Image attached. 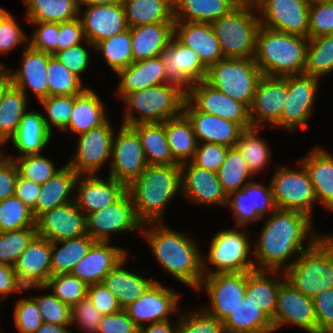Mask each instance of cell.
I'll list each match as a JSON object with an SVG mask.
<instances>
[{
	"mask_svg": "<svg viewBox=\"0 0 333 333\" xmlns=\"http://www.w3.org/2000/svg\"><path fill=\"white\" fill-rule=\"evenodd\" d=\"M265 219L258 240L253 241L255 270L285 272L292 265L288 258L298 257L324 235L312 231V218L299 211L276 209Z\"/></svg>",
	"mask_w": 333,
	"mask_h": 333,
	"instance_id": "obj_1",
	"label": "cell"
},
{
	"mask_svg": "<svg viewBox=\"0 0 333 333\" xmlns=\"http://www.w3.org/2000/svg\"><path fill=\"white\" fill-rule=\"evenodd\" d=\"M163 224L146 223L140 231L161 268L183 285L197 290L204 277L201 250L190 237Z\"/></svg>",
	"mask_w": 333,
	"mask_h": 333,
	"instance_id": "obj_2",
	"label": "cell"
},
{
	"mask_svg": "<svg viewBox=\"0 0 333 333\" xmlns=\"http://www.w3.org/2000/svg\"><path fill=\"white\" fill-rule=\"evenodd\" d=\"M142 224L162 222L170 201L182 192L180 165H148L128 186Z\"/></svg>",
	"mask_w": 333,
	"mask_h": 333,
	"instance_id": "obj_3",
	"label": "cell"
},
{
	"mask_svg": "<svg viewBox=\"0 0 333 333\" xmlns=\"http://www.w3.org/2000/svg\"><path fill=\"white\" fill-rule=\"evenodd\" d=\"M309 39L260 26L254 61L265 76L303 74Z\"/></svg>",
	"mask_w": 333,
	"mask_h": 333,
	"instance_id": "obj_4",
	"label": "cell"
},
{
	"mask_svg": "<svg viewBox=\"0 0 333 333\" xmlns=\"http://www.w3.org/2000/svg\"><path fill=\"white\" fill-rule=\"evenodd\" d=\"M185 99L186 93L171 83L129 92L120 99L126 105L122 125L160 123L176 118L183 113Z\"/></svg>",
	"mask_w": 333,
	"mask_h": 333,
	"instance_id": "obj_5",
	"label": "cell"
},
{
	"mask_svg": "<svg viewBox=\"0 0 333 333\" xmlns=\"http://www.w3.org/2000/svg\"><path fill=\"white\" fill-rule=\"evenodd\" d=\"M294 259L284 273L302 294L313 298L333 287V234H324Z\"/></svg>",
	"mask_w": 333,
	"mask_h": 333,
	"instance_id": "obj_6",
	"label": "cell"
},
{
	"mask_svg": "<svg viewBox=\"0 0 333 333\" xmlns=\"http://www.w3.org/2000/svg\"><path fill=\"white\" fill-rule=\"evenodd\" d=\"M211 24L224 58L254 59L256 36L261 26L255 4L240 3Z\"/></svg>",
	"mask_w": 333,
	"mask_h": 333,
	"instance_id": "obj_7",
	"label": "cell"
},
{
	"mask_svg": "<svg viewBox=\"0 0 333 333\" xmlns=\"http://www.w3.org/2000/svg\"><path fill=\"white\" fill-rule=\"evenodd\" d=\"M224 229L213 236L208 255L203 256V275L251 272L255 270L252 242L245 229ZM250 256V258H249ZM208 266H214L211 269ZM210 269V270H209Z\"/></svg>",
	"mask_w": 333,
	"mask_h": 333,
	"instance_id": "obj_8",
	"label": "cell"
},
{
	"mask_svg": "<svg viewBox=\"0 0 333 333\" xmlns=\"http://www.w3.org/2000/svg\"><path fill=\"white\" fill-rule=\"evenodd\" d=\"M262 76L252 58H223L207 68L205 82L250 108Z\"/></svg>",
	"mask_w": 333,
	"mask_h": 333,
	"instance_id": "obj_9",
	"label": "cell"
},
{
	"mask_svg": "<svg viewBox=\"0 0 333 333\" xmlns=\"http://www.w3.org/2000/svg\"><path fill=\"white\" fill-rule=\"evenodd\" d=\"M299 170L289 167L275 169L270 180L277 209L299 211L312 218L313 204L317 201L314 187L304 166Z\"/></svg>",
	"mask_w": 333,
	"mask_h": 333,
	"instance_id": "obj_10",
	"label": "cell"
},
{
	"mask_svg": "<svg viewBox=\"0 0 333 333\" xmlns=\"http://www.w3.org/2000/svg\"><path fill=\"white\" fill-rule=\"evenodd\" d=\"M142 225L128 190L106 208L87 215V234L95 241L111 242L113 233L141 230Z\"/></svg>",
	"mask_w": 333,
	"mask_h": 333,
	"instance_id": "obj_11",
	"label": "cell"
},
{
	"mask_svg": "<svg viewBox=\"0 0 333 333\" xmlns=\"http://www.w3.org/2000/svg\"><path fill=\"white\" fill-rule=\"evenodd\" d=\"M246 285L247 272L204 276L197 291L204 287L210 304L202 309L218 320L224 321L240 306L246 294Z\"/></svg>",
	"mask_w": 333,
	"mask_h": 333,
	"instance_id": "obj_12",
	"label": "cell"
},
{
	"mask_svg": "<svg viewBox=\"0 0 333 333\" xmlns=\"http://www.w3.org/2000/svg\"><path fill=\"white\" fill-rule=\"evenodd\" d=\"M113 135L109 176L128 186L147 168L140 138L131 126L120 125Z\"/></svg>",
	"mask_w": 333,
	"mask_h": 333,
	"instance_id": "obj_13",
	"label": "cell"
},
{
	"mask_svg": "<svg viewBox=\"0 0 333 333\" xmlns=\"http://www.w3.org/2000/svg\"><path fill=\"white\" fill-rule=\"evenodd\" d=\"M310 1L259 0L255 7L261 26L308 38Z\"/></svg>",
	"mask_w": 333,
	"mask_h": 333,
	"instance_id": "obj_14",
	"label": "cell"
},
{
	"mask_svg": "<svg viewBox=\"0 0 333 333\" xmlns=\"http://www.w3.org/2000/svg\"><path fill=\"white\" fill-rule=\"evenodd\" d=\"M319 78L306 75L287 76L288 97L280 119L274 127L294 131L297 128L306 129L311 118L314 100L319 90Z\"/></svg>",
	"mask_w": 333,
	"mask_h": 333,
	"instance_id": "obj_15",
	"label": "cell"
},
{
	"mask_svg": "<svg viewBox=\"0 0 333 333\" xmlns=\"http://www.w3.org/2000/svg\"><path fill=\"white\" fill-rule=\"evenodd\" d=\"M165 67V81L177 85L185 93L197 82L205 81L207 67L198 54L175 36L159 54Z\"/></svg>",
	"mask_w": 333,
	"mask_h": 333,
	"instance_id": "obj_16",
	"label": "cell"
},
{
	"mask_svg": "<svg viewBox=\"0 0 333 333\" xmlns=\"http://www.w3.org/2000/svg\"><path fill=\"white\" fill-rule=\"evenodd\" d=\"M272 324L275 331L290 324L307 333H317L313 298L302 294L285 279L278 290Z\"/></svg>",
	"mask_w": 333,
	"mask_h": 333,
	"instance_id": "obj_17",
	"label": "cell"
},
{
	"mask_svg": "<svg viewBox=\"0 0 333 333\" xmlns=\"http://www.w3.org/2000/svg\"><path fill=\"white\" fill-rule=\"evenodd\" d=\"M113 130L108 118L104 124L78 135L77 151L67 164L79 175L98 174L97 171L111 158Z\"/></svg>",
	"mask_w": 333,
	"mask_h": 333,
	"instance_id": "obj_18",
	"label": "cell"
},
{
	"mask_svg": "<svg viewBox=\"0 0 333 333\" xmlns=\"http://www.w3.org/2000/svg\"><path fill=\"white\" fill-rule=\"evenodd\" d=\"M186 100L198 111L233 121L243 129L252 127L249 108L233 100L205 81L195 83L187 92Z\"/></svg>",
	"mask_w": 333,
	"mask_h": 333,
	"instance_id": "obj_19",
	"label": "cell"
},
{
	"mask_svg": "<svg viewBox=\"0 0 333 333\" xmlns=\"http://www.w3.org/2000/svg\"><path fill=\"white\" fill-rule=\"evenodd\" d=\"M35 227L37 235L50 242L74 239L87 234V214L72 201L39 215Z\"/></svg>",
	"mask_w": 333,
	"mask_h": 333,
	"instance_id": "obj_20",
	"label": "cell"
},
{
	"mask_svg": "<svg viewBox=\"0 0 333 333\" xmlns=\"http://www.w3.org/2000/svg\"><path fill=\"white\" fill-rule=\"evenodd\" d=\"M180 294L156 280L142 296L125 308L129 317L138 326L170 320L179 307ZM145 323V324H144Z\"/></svg>",
	"mask_w": 333,
	"mask_h": 333,
	"instance_id": "obj_21",
	"label": "cell"
},
{
	"mask_svg": "<svg viewBox=\"0 0 333 333\" xmlns=\"http://www.w3.org/2000/svg\"><path fill=\"white\" fill-rule=\"evenodd\" d=\"M288 97L287 76L263 75L259 80L249 108L252 127L273 126L281 117Z\"/></svg>",
	"mask_w": 333,
	"mask_h": 333,
	"instance_id": "obj_22",
	"label": "cell"
},
{
	"mask_svg": "<svg viewBox=\"0 0 333 333\" xmlns=\"http://www.w3.org/2000/svg\"><path fill=\"white\" fill-rule=\"evenodd\" d=\"M82 11L79 8L85 40L94 46L128 29L122 2L87 6Z\"/></svg>",
	"mask_w": 333,
	"mask_h": 333,
	"instance_id": "obj_23",
	"label": "cell"
},
{
	"mask_svg": "<svg viewBox=\"0 0 333 333\" xmlns=\"http://www.w3.org/2000/svg\"><path fill=\"white\" fill-rule=\"evenodd\" d=\"M180 166L181 193L186 199L196 204L225 206L226 208L227 195L217 173L200 168L192 161L182 163Z\"/></svg>",
	"mask_w": 333,
	"mask_h": 333,
	"instance_id": "obj_24",
	"label": "cell"
},
{
	"mask_svg": "<svg viewBox=\"0 0 333 333\" xmlns=\"http://www.w3.org/2000/svg\"><path fill=\"white\" fill-rule=\"evenodd\" d=\"M183 114L191 122L198 143L210 142L235 147L242 131L239 124L196 110L186 99Z\"/></svg>",
	"mask_w": 333,
	"mask_h": 333,
	"instance_id": "obj_25",
	"label": "cell"
},
{
	"mask_svg": "<svg viewBox=\"0 0 333 333\" xmlns=\"http://www.w3.org/2000/svg\"><path fill=\"white\" fill-rule=\"evenodd\" d=\"M75 188L78 189H76L74 201L77 207L87 215L106 208L127 190L123 182L110 176L104 180L97 175H79Z\"/></svg>",
	"mask_w": 333,
	"mask_h": 333,
	"instance_id": "obj_26",
	"label": "cell"
},
{
	"mask_svg": "<svg viewBox=\"0 0 333 333\" xmlns=\"http://www.w3.org/2000/svg\"><path fill=\"white\" fill-rule=\"evenodd\" d=\"M22 62L18 70L7 69L12 85L20 89L27 97V89L34 93L38 101L49 96L47 66L50 54L25 44Z\"/></svg>",
	"mask_w": 333,
	"mask_h": 333,
	"instance_id": "obj_27",
	"label": "cell"
},
{
	"mask_svg": "<svg viewBox=\"0 0 333 333\" xmlns=\"http://www.w3.org/2000/svg\"><path fill=\"white\" fill-rule=\"evenodd\" d=\"M13 268L24 288L45 286L51 276V242L37 235L20 254Z\"/></svg>",
	"mask_w": 333,
	"mask_h": 333,
	"instance_id": "obj_28",
	"label": "cell"
},
{
	"mask_svg": "<svg viewBox=\"0 0 333 333\" xmlns=\"http://www.w3.org/2000/svg\"><path fill=\"white\" fill-rule=\"evenodd\" d=\"M128 255L127 250L96 241L89 252L77 262L71 274L88 286L102 283L104 277Z\"/></svg>",
	"mask_w": 333,
	"mask_h": 333,
	"instance_id": "obj_29",
	"label": "cell"
},
{
	"mask_svg": "<svg viewBox=\"0 0 333 333\" xmlns=\"http://www.w3.org/2000/svg\"><path fill=\"white\" fill-rule=\"evenodd\" d=\"M174 36L192 48L207 68L224 58L211 23L174 21Z\"/></svg>",
	"mask_w": 333,
	"mask_h": 333,
	"instance_id": "obj_30",
	"label": "cell"
},
{
	"mask_svg": "<svg viewBox=\"0 0 333 333\" xmlns=\"http://www.w3.org/2000/svg\"><path fill=\"white\" fill-rule=\"evenodd\" d=\"M299 162L308 173L317 202L333 211V154L316 146Z\"/></svg>",
	"mask_w": 333,
	"mask_h": 333,
	"instance_id": "obj_31",
	"label": "cell"
},
{
	"mask_svg": "<svg viewBox=\"0 0 333 333\" xmlns=\"http://www.w3.org/2000/svg\"><path fill=\"white\" fill-rule=\"evenodd\" d=\"M165 67L160 57L132 62L128 67L116 72L120 78L116 97L121 99L132 91L147 89L151 86L165 84Z\"/></svg>",
	"mask_w": 333,
	"mask_h": 333,
	"instance_id": "obj_32",
	"label": "cell"
},
{
	"mask_svg": "<svg viewBox=\"0 0 333 333\" xmlns=\"http://www.w3.org/2000/svg\"><path fill=\"white\" fill-rule=\"evenodd\" d=\"M133 62L158 57L174 36V23H153L130 28Z\"/></svg>",
	"mask_w": 333,
	"mask_h": 333,
	"instance_id": "obj_33",
	"label": "cell"
},
{
	"mask_svg": "<svg viewBox=\"0 0 333 333\" xmlns=\"http://www.w3.org/2000/svg\"><path fill=\"white\" fill-rule=\"evenodd\" d=\"M78 176L79 174L66 163L52 178L42 184L36 204L31 209L34 218L57 206L74 201L72 191L75 189Z\"/></svg>",
	"mask_w": 333,
	"mask_h": 333,
	"instance_id": "obj_34",
	"label": "cell"
},
{
	"mask_svg": "<svg viewBox=\"0 0 333 333\" xmlns=\"http://www.w3.org/2000/svg\"><path fill=\"white\" fill-rule=\"evenodd\" d=\"M127 256L104 277L103 284L115 296L122 309L128 307L156 281L125 269Z\"/></svg>",
	"mask_w": 333,
	"mask_h": 333,
	"instance_id": "obj_35",
	"label": "cell"
},
{
	"mask_svg": "<svg viewBox=\"0 0 333 333\" xmlns=\"http://www.w3.org/2000/svg\"><path fill=\"white\" fill-rule=\"evenodd\" d=\"M51 133L43 119V113L27 110L23 115L16 134L9 140L12 141L21 157L30 154L42 153L52 139Z\"/></svg>",
	"mask_w": 333,
	"mask_h": 333,
	"instance_id": "obj_36",
	"label": "cell"
},
{
	"mask_svg": "<svg viewBox=\"0 0 333 333\" xmlns=\"http://www.w3.org/2000/svg\"><path fill=\"white\" fill-rule=\"evenodd\" d=\"M105 104L96 91L87 87L76 95L69 124L63 131L81 135L104 124L108 119Z\"/></svg>",
	"mask_w": 333,
	"mask_h": 333,
	"instance_id": "obj_37",
	"label": "cell"
},
{
	"mask_svg": "<svg viewBox=\"0 0 333 333\" xmlns=\"http://www.w3.org/2000/svg\"><path fill=\"white\" fill-rule=\"evenodd\" d=\"M280 275L281 279L272 277H280ZM285 279L283 271L253 270L247 272L246 294L249 295L250 301L259 307L272 322L277 306L278 290Z\"/></svg>",
	"mask_w": 333,
	"mask_h": 333,
	"instance_id": "obj_38",
	"label": "cell"
},
{
	"mask_svg": "<svg viewBox=\"0 0 333 333\" xmlns=\"http://www.w3.org/2000/svg\"><path fill=\"white\" fill-rule=\"evenodd\" d=\"M239 4L238 0H173L174 21L212 23Z\"/></svg>",
	"mask_w": 333,
	"mask_h": 333,
	"instance_id": "obj_39",
	"label": "cell"
},
{
	"mask_svg": "<svg viewBox=\"0 0 333 333\" xmlns=\"http://www.w3.org/2000/svg\"><path fill=\"white\" fill-rule=\"evenodd\" d=\"M128 28L174 23L173 0H122Z\"/></svg>",
	"mask_w": 333,
	"mask_h": 333,
	"instance_id": "obj_40",
	"label": "cell"
},
{
	"mask_svg": "<svg viewBox=\"0 0 333 333\" xmlns=\"http://www.w3.org/2000/svg\"><path fill=\"white\" fill-rule=\"evenodd\" d=\"M226 333H273L271 319L245 294L240 306L223 321Z\"/></svg>",
	"mask_w": 333,
	"mask_h": 333,
	"instance_id": "obj_41",
	"label": "cell"
},
{
	"mask_svg": "<svg viewBox=\"0 0 333 333\" xmlns=\"http://www.w3.org/2000/svg\"><path fill=\"white\" fill-rule=\"evenodd\" d=\"M138 134L148 165H179L172 157L164 122L131 126Z\"/></svg>",
	"mask_w": 333,
	"mask_h": 333,
	"instance_id": "obj_42",
	"label": "cell"
},
{
	"mask_svg": "<svg viewBox=\"0 0 333 333\" xmlns=\"http://www.w3.org/2000/svg\"><path fill=\"white\" fill-rule=\"evenodd\" d=\"M164 127L173 160L179 165L191 162L198 145L191 122L182 113L164 121Z\"/></svg>",
	"mask_w": 333,
	"mask_h": 333,
	"instance_id": "obj_43",
	"label": "cell"
},
{
	"mask_svg": "<svg viewBox=\"0 0 333 333\" xmlns=\"http://www.w3.org/2000/svg\"><path fill=\"white\" fill-rule=\"evenodd\" d=\"M95 242L88 234L51 242V276L71 274L77 262L86 256ZM58 245H61L60 248Z\"/></svg>",
	"mask_w": 333,
	"mask_h": 333,
	"instance_id": "obj_44",
	"label": "cell"
},
{
	"mask_svg": "<svg viewBox=\"0 0 333 333\" xmlns=\"http://www.w3.org/2000/svg\"><path fill=\"white\" fill-rule=\"evenodd\" d=\"M28 22L62 23L79 17L77 0H23Z\"/></svg>",
	"mask_w": 333,
	"mask_h": 333,
	"instance_id": "obj_45",
	"label": "cell"
},
{
	"mask_svg": "<svg viewBox=\"0 0 333 333\" xmlns=\"http://www.w3.org/2000/svg\"><path fill=\"white\" fill-rule=\"evenodd\" d=\"M258 130L259 127L244 129L235 145L253 176L266 168L271 159L268 143L258 136Z\"/></svg>",
	"mask_w": 333,
	"mask_h": 333,
	"instance_id": "obj_46",
	"label": "cell"
},
{
	"mask_svg": "<svg viewBox=\"0 0 333 333\" xmlns=\"http://www.w3.org/2000/svg\"><path fill=\"white\" fill-rule=\"evenodd\" d=\"M28 98L13 85L6 91L0 105V137L9 141L16 134L28 109Z\"/></svg>",
	"mask_w": 333,
	"mask_h": 333,
	"instance_id": "obj_47",
	"label": "cell"
},
{
	"mask_svg": "<svg viewBox=\"0 0 333 333\" xmlns=\"http://www.w3.org/2000/svg\"><path fill=\"white\" fill-rule=\"evenodd\" d=\"M333 71V34L309 39L303 73L322 78Z\"/></svg>",
	"mask_w": 333,
	"mask_h": 333,
	"instance_id": "obj_48",
	"label": "cell"
},
{
	"mask_svg": "<svg viewBox=\"0 0 333 333\" xmlns=\"http://www.w3.org/2000/svg\"><path fill=\"white\" fill-rule=\"evenodd\" d=\"M218 179L226 195L241 190L248 182V177L252 180L253 174L248 169L241 153L236 147L228 149L223 165L217 171Z\"/></svg>",
	"mask_w": 333,
	"mask_h": 333,
	"instance_id": "obj_49",
	"label": "cell"
},
{
	"mask_svg": "<svg viewBox=\"0 0 333 333\" xmlns=\"http://www.w3.org/2000/svg\"><path fill=\"white\" fill-rule=\"evenodd\" d=\"M92 49L100 52L113 72L128 67L133 62L130 28L98 42Z\"/></svg>",
	"mask_w": 333,
	"mask_h": 333,
	"instance_id": "obj_50",
	"label": "cell"
},
{
	"mask_svg": "<svg viewBox=\"0 0 333 333\" xmlns=\"http://www.w3.org/2000/svg\"><path fill=\"white\" fill-rule=\"evenodd\" d=\"M47 75L49 96L78 95L87 88L82 79L71 73L54 55L49 56Z\"/></svg>",
	"mask_w": 333,
	"mask_h": 333,
	"instance_id": "obj_51",
	"label": "cell"
},
{
	"mask_svg": "<svg viewBox=\"0 0 333 333\" xmlns=\"http://www.w3.org/2000/svg\"><path fill=\"white\" fill-rule=\"evenodd\" d=\"M31 288H37L38 290L52 288V293L70 307L87 297L88 293V285L72 274L50 276L45 286H30L25 288L24 291Z\"/></svg>",
	"mask_w": 333,
	"mask_h": 333,
	"instance_id": "obj_52",
	"label": "cell"
},
{
	"mask_svg": "<svg viewBox=\"0 0 333 333\" xmlns=\"http://www.w3.org/2000/svg\"><path fill=\"white\" fill-rule=\"evenodd\" d=\"M35 227L32 210L15 195L0 201V232Z\"/></svg>",
	"mask_w": 333,
	"mask_h": 333,
	"instance_id": "obj_53",
	"label": "cell"
},
{
	"mask_svg": "<svg viewBox=\"0 0 333 333\" xmlns=\"http://www.w3.org/2000/svg\"><path fill=\"white\" fill-rule=\"evenodd\" d=\"M9 158L16 163L19 175L22 178L41 185L45 184L60 170V167L57 169L55 163L41 153L17 158L10 156Z\"/></svg>",
	"mask_w": 333,
	"mask_h": 333,
	"instance_id": "obj_54",
	"label": "cell"
},
{
	"mask_svg": "<svg viewBox=\"0 0 333 333\" xmlns=\"http://www.w3.org/2000/svg\"><path fill=\"white\" fill-rule=\"evenodd\" d=\"M36 236V227L0 232V263L14 266L20 254Z\"/></svg>",
	"mask_w": 333,
	"mask_h": 333,
	"instance_id": "obj_55",
	"label": "cell"
},
{
	"mask_svg": "<svg viewBox=\"0 0 333 333\" xmlns=\"http://www.w3.org/2000/svg\"><path fill=\"white\" fill-rule=\"evenodd\" d=\"M75 98L76 95H59L48 96L39 101L47 113V115L43 114V119L51 133L53 132V126L55 129L58 128L63 131L69 124Z\"/></svg>",
	"mask_w": 333,
	"mask_h": 333,
	"instance_id": "obj_56",
	"label": "cell"
},
{
	"mask_svg": "<svg viewBox=\"0 0 333 333\" xmlns=\"http://www.w3.org/2000/svg\"><path fill=\"white\" fill-rule=\"evenodd\" d=\"M177 333H226L223 321L206 313L203 309L182 313L178 317Z\"/></svg>",
	"mask_w": 333,
	"mask_h": 333,
	"instance_id": "obj_57",
	"label": "cell"
},
{
	"mask_svg": "<svg viewBox=\"0 0 333 333\" xmlns=\"http://www.w3.org/2000/svg\"><path fill=\"white\" fill-rule=\"evenodd\" d=\"M328 34H333V0H311L308 39Z\"/></svg>",
	"mask_w": 333,
	"mask_h": 333,
	"instance_id": "obj_58",
	"label": "cell"
},
{
	"mask_svg": "<svg viewBox=\"0 0 333 333\" xmlns=\"http://www.w3.org/2000/svg\"><path fill=\"white\" fill-rule=\"evenodd\" d=\"M37 304L45 323L67 325L71 329V307L53 293L30 296Z\"/></svg>",
	"mask_w": 333,
	"mask_h": 333,
	"instance_id": "obj_59",
	"label": "cell"
},
{
	"mask_svg": "<svg viewBox=\"0 0 333 333\" xmlns=\"http://www.w3.org/2000/svg\"><path fill=\"white\" fill-rule=\"evenodd\" d=\"M14 322L19 333H34L43 324L41 313L31 297L17 300Z\"/></svg>",
	"mask_w": 333,
	"mask_h": 333,
	"instance_id": "obj_60",
	"label": "cell"
},
{
	"mask_svg": "<svg viewBox=\"0 0 333 333\" xmlns=\"http://www.w3.org/2000/svg\"><path fill=\"white\" fill-rule=\"evenodd\" d=\"M226 206L232 209L236 221L235 227H244L250 222H257L262 219L257 213H251L250 182L241 190L227 196Z\"/></svg>",
	"mask_w": 333,
	"mask_h": 333,
	"instance_id": "obj_61",
	"label": "cell"
},
{
	"mask_svg": "<svg viewBox=\"0 0 333 333\" xmlns=\"http://www.w3.org/2000/svg\"><path fill=\"white\" fill-rule=\"evenodd\" d=\"M27 35L23 32L21 25L17 22L11 12H7L0 21V54H7L19 45L28 41ZM5 68L4 63H0Z\"/></svg>",
	"mask_w": 333,
	"mask_h": 333,
	"instance_id": "obj_62",
	"label": "cell"
},
{
	"mask_svg": "<svg viewBox=\"0 0 333 333\" xmlns=\"http://www.w3.org/2000/svg\"><path fill=\"white\" fill-rule=\"evenodd\" d=\"M102 317L103 315L93 306L88 296L71 307V326L75 323L79 324L78 330L85 333H98Z\"/></svg>",
	"mask_w": 333,
	"mask_h": 333,
	"instance_id": "obj_63",
	"label": "cell"
},
{
	"mask_svg": "<svg viewBox=\"0 0 333 333\" xmlns=\"http://www.w3.org/2000/svg\"><path fill=\"white\" fill-rule=\"evenodd\" d=\"M35 25L28 44L36 49L54 55L57 52L59 37V23L53 22H29Z\"/></svg>",
	"mask_w": 333,
	"mask_h": 333,
	"instance_id": "obj_64",
	"label": "cell"
},
{
	"mask_svg": "<svg viewBox=\"0 0 333 333\" xmlns=\"http://www.w3.org/2000/svg\"><path fill=\"white\" fill-rule=\"evenodd\" d=\"M228 149L216 143H198L192 162L200 168L217 173L225 162Z\"/></svg>",
	"mask_w": 333,
	"mask_h": 333,
	"instance_id": "obj_65",
	"label": "cell"
},
{
	"mask_svg": "<svg viewBox=\"0 0 333 333\" xmlns=\"http://www.w3.org/2000/svg\"><path fill=\"white\" fill-rule=\"evenodd\" d=\"M317 333H333V287L313 297Z\"/></svg>",
	"mask_w": 333,
	"mask_h": 333,
	"instance_id": "obj_66",
	"label": "cell"
},
{
	"mask_svg": "<svg viewBox=\"0 0 333 333\" xmlns=\"http://www.w3.org/2000/svg\"><path fill=\"white\" fill-rule=\"evenodd\" d=\"M54 56L61 63H63V65L68 68L71 73L75 74L80 79V75L87 70L88 66H90L89 62L91 60V56L81 43L58 51L54 54Z\"/></svg>",
	"mask_w": 333,
	"mask_h": 333,
	"instance_id": "obj_67",
	"label": "cell"
},
{
	"mask_svg": "<svg viewBox=\"0 0 333 333\" xmlns=\"http://www.w3.org/2000/svg\"><path fill=\"white\" fill-rule=\"evenodd\" d=\"M250 202L251 213H257L261 218H264L267 210L271 213L277 208L273 198L272 186H265L262 182L255 183L250 181Z\"/></svg>",
	"mask_w": 333,
	"mask_h": 333,
	"instance_id": "obj_68",
	"label": "cell"
},
{
	"mask_svg": "<svg viewBox=\"0 0 333 333\" xmlns=\"http://www.w3.org/2000/svg\"><path fill=\"white\" fill-rule=\"evenodd\" d=\"M87 296L102 315L113 314L122 309L103 282L89 285Z\"/></svg>",
	"mask_w": 333,
	"mask_h": 333,
	"instance_id": "obj_69",
	"label": "cell"
},
{
	"mask_svg": "<svg viewBox=\"0 0 333 333\" xmlns=\"http://www.w3.org/2000/svg\"><path fill=\"white\" fill-rule=\"evenodd\" d=\"M98 333H139V327L132 321L125 309L103 315Z\"/></svg>",
	"mask_w": 333,
	"mask_h": 333,
	"instance_id": "obj_70",
	"label": "cell"
},
{
	"mask_svg": "<svg viewBox=\"0 0 333 333\" xmlns=\"http://www.w3.org/2000/svg\"><path fill=\"white\" fill-rule=\"evenodd\" d=\"M82 41L90 46V48H94L93 44L85 40L83 26L79 17L74 20L59 23L57 52L78 45Z\"/></svg>",
	"mask_w": 333,
	"mask_h": 333,
	"instance_id": "obj_71",
	"label": "cell"
},
{
	"mask_svg": "<svg viewBox=\"0 0 333 333\" xmlns=\"http://www.w3.org/2000/svg\"><path fill=\"white\" fill-rule=\"evenodd\" d=\"M25 288L17 279L13 266L0 263V301L13 293H21Z\"/></svg>",
	"mask_w": 333,
	"mask_h": 333,
	"instance_id": "obj_72",
	"label": "cell"
},
{
	"mask_svg": "<svg viewBox=\"0 0 333 333\" xmlns=\"http://www.w3.org/2000/svg\"><path fill=\"white\" fill-rule=\"evenodd\" d=\"M19 171L13 160H8L0 169V201L14 196Z\"/></svg>",
	"mask_w": 333,
	"mask_h": 333,
	"instance_id": "obj_73",
	"label": "cell"
},
{
	"mask_svg": "<svg viewBox=\"0 0 333 333\" xmlns=\"http://www.w3.org/2000/svg\"><path fill=\"white\" fill-rule=\"evenodd\" d=\"M41 188V184L24 179L18 175L14 195L32 209L36 204Z\"/></svg>",
	"mask_w": 333,
	"mask_h": 333,
	"instance_id": "obj_74",
	"label": "cell"
},
{
	"mask_svg": "<svg viewBox=\"0 0 333 333\" xmlns=\"http://www.w3.org/2000/svg\"><path fill=\"white\" fill-rule=\"evenodd\" d=\"M177 322L173 323L170 320L155 322L148 324L147 326L139 327V333H177L178 332V319Z\"/></svg>",
	"mask_w": 333,
	"mask_h": 333,
	"instance_id": "obj_75",
	"label": "cell"
},
{
	"mask_svg": "<svg viewBox=\"0 0 333 333\" xmlns=\"http://www.w3.org/2000/svg\"><path fill=\"white\" fill-rule=\"evenodd\" d=\"M71 331L67 325L43 322L34 333H73Z\"/></svg>",
	"mask_w": 333,
	"mask_h": 333,
	"instance_id": "obj_76",
	"label": "cell"
},
{
	"mask_svg": "<svg viewBox=\"0 0 333 333\" xmlns=\"http://www.w3.org/2000/svg\"><path fill=\"white\" fill-rule=\"evenodd\" d=\"M12 86L11 76L7 71V68L0 70V105L3 101V97L6 91Z\"/></svg>",
	"mask_w": 333,
	"mask_h": 333,
	"instance_id": "obj_77",
	"label": "cell"
},
{
	"mask_svg": "<svg viewBox=\"0 0 333 333\" xmlns=\"http://www.w3.org/2000/svg\"><path fill=\"white\" fill-rule=\"evenodd\" d=\"M79 8L81 6L107 5L112 3H121L122 0H77Z\"/></svg>",
	"mask_w": 333,
	"mask_h": 333,
	"instance_id": "obj_78",
	"label": "cell"
},
{
	"mask_svg": "<svg viewBox=\"0 0 333 333\" xmlns=\"http://www.w3.org/2000/svg\"><path fill=\"white\" fill-rule=\"evenodd\" d=\"M6 143H8V141L6 139L0 137V147L2 145L4 146V144L6 145ZM9 159H10L9 156H6L0 148V161H8Z\"/></svg>",
	"mask_w": 333,
	"mask_h": 333,
	"instance_id": "obj_79",
	"label": "cell"
},
{
	"mask_svg": "<svg viewBox=\"0 0 333 333\" xmlns=\"http://www.w3.org/2000/svg\"><path fill=\"white\" fill-rule=\"evenodd\" d=\"M240 3H245V4H255L259 0H238Z\"/></svg>",
	"mask_w": 333,
	"mask_h": 333,
	"instance_id": "obj_80",
	"label": "cell"
}]
</instances>
